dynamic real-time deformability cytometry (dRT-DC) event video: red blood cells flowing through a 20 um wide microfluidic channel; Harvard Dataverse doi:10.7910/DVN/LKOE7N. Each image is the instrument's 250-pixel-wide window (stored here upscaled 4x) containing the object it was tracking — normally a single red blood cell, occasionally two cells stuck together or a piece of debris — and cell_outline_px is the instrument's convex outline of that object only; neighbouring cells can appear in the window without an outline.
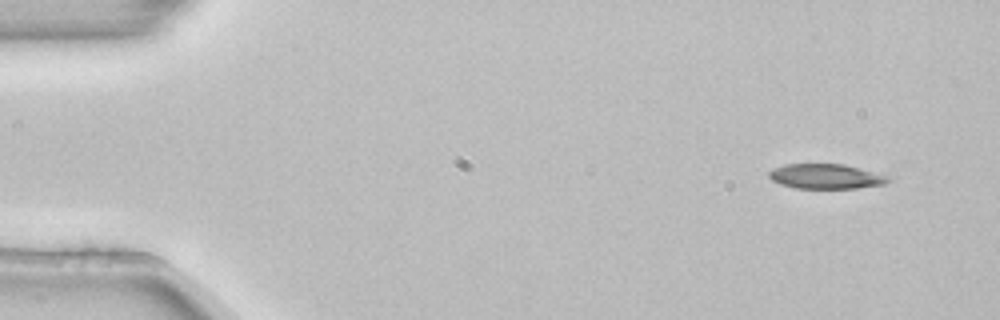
{"species": "common noctule bat (a hibernating species)", "species_latin": "Nyctalus noctula", "temperature_condition": "room temperature", "stored_images_in_passage": 3, "camera_frame_rate_fps": 3000, "um_per_image_px": 0.085, "animal": {"sex": "female", "body_mass_g": 22.7, "forearm_length_mm": 54.2}, "frame": {"image": 1, "passage_image": 1, "time_ms": 0.0, "image_size_px": [1000, 320], "cell_outline_px": [[892, 180], [884, 184], [856, 188], [796, 188], [780, 184], [772, 180], [768, 176], [768, 172], [772, 168], [784, 164], [844, 164], [888, 176]], "centroid_in_image_um": [70.16, 14.99], "position_along_channel_um": 14.8, "area_um2": 17.22}}